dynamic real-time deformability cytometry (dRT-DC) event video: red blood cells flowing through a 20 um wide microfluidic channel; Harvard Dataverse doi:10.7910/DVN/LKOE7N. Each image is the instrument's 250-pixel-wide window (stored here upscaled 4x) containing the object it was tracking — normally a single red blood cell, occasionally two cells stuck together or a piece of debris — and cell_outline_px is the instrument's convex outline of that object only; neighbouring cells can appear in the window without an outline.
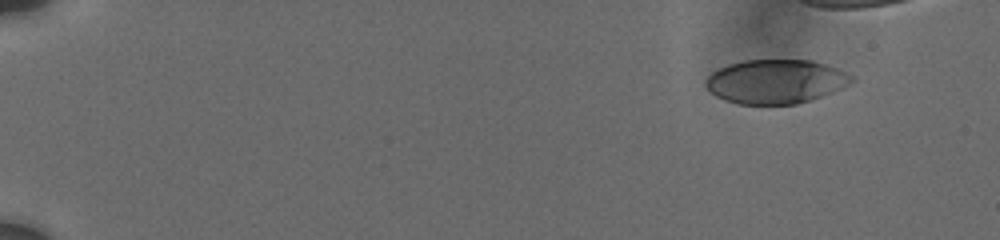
{"species": "human", "species_latin": "Homo sapiens", "temperature_condition": "cold", "stored_images_in_passage": 64, "camera_frame_rate_fps": 3000, "um_per_image_px": 0.085, "donor": {"sex": "male"}, "frame": {"image": 1, "passage_image": 1, "time_ms": 0.0, "image_size_px": [1000, 240], "cell_outline_px": [[856, 80], [832, 92], [796, 104], [736, 104], [724, 100], [716, 96], [704, 88], [704, 80], [712, 72], [728, 64], [744, 60], [812, 60], [836, 68], [856, 76]], "centroid_in_image_um": [65.9, 6.93], "position_along_channel_um": 19.1, "area_um2": 37.57}}
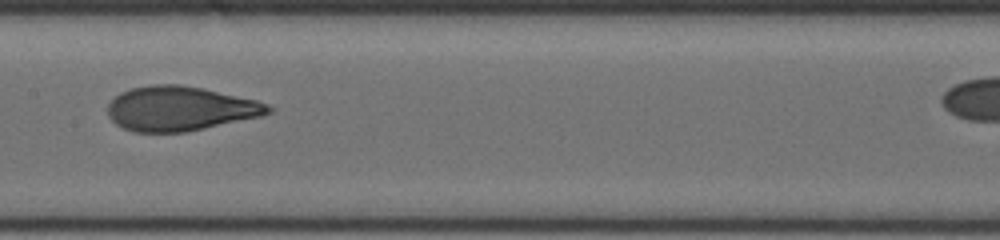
{"frame": {"image": 2, "passage_image": 49, "time_ms": 8.667, "image_size_px": [1000, 240], "cell_outline_px": [[272, 112], [264, 116], [184, 132], [132, 132], [116, 124], [108, 116], [108, 104], [120, 92], [132, 88], [152, 84], [180, 84], [200, 88], [256, 100], [268, 104], [272, 108]], "centroid_in_image_um": [15.3, 9.23], "position_along_channel_um": 192.1, "area_um2": 41.5}}
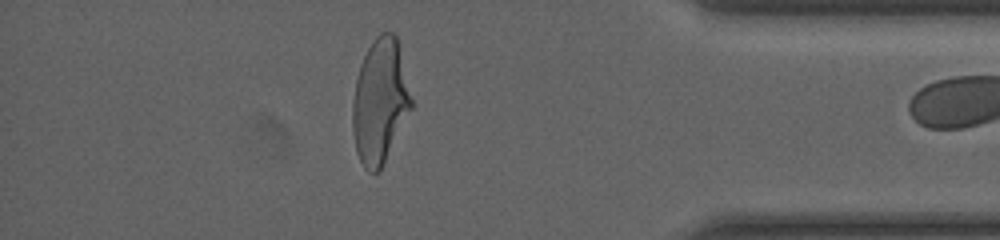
{"frame": {"image": 3, "passage_image": 63, "time_ms": 15.0, "image_size_px": [1000, 240], "cell_outline_px": [[412, 108], [380, 172], [368, 172], [364, 168], [356, 152], [352, 128], [352, 104], [356, 80], [360, 64], [368, 48], [376, 36], [380, 32], [392, 32], [396, 36], [412, 100]], "centroid_in_image_um": [32.28, 8.65], "position_along_channel_um": 402.9, "area_um2": 42.48}, "authors_computed_cell_mechanics": {"area_um2": 38.8705, "velocity_mm_per_s": 3.7227, "shape_relaxation_time_tau1_ms": 3.8346, "shape_relaxation_time_tau2_ms": 0.9299, "deformation_change_tau1": 0.1874, "deformation_change_tau2": 0.0755}}